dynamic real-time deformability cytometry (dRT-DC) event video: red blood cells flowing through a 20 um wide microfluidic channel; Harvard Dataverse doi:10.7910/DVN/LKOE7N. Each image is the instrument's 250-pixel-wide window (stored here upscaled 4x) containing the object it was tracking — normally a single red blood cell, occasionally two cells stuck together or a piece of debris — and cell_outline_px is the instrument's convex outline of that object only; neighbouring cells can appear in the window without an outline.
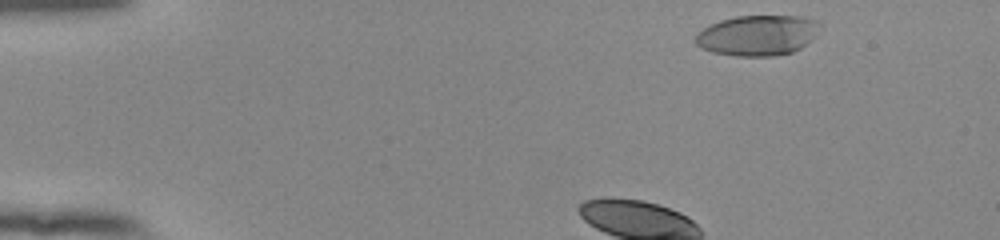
{"species": "human", "species_latin": "Homo sapiens", "temperature_condition": "room temperature", "stored_images_in_passage": 39, "camera_frame_rate_fps": 3000, "um_per_image_px": 0.085, "donor": {"sex": "female"}, "frame": {"image": 1, "passage_image": 2, "time_ms": 0.333, "image_size_px": [1000, 240], "cell_outline_px": [[820, 24], [812, 40], [800, 48], [792, 52], [772, 56], [736, 56], [712, 52], [700, 48], [692, 40], [696, 32], [720, 20], [736, 16], [804, 16], [820, 20]], "centroid_in_image_um": [64.37, 3.0], "position_along_channel_um": 20.6, "area_um2": 29.59}}
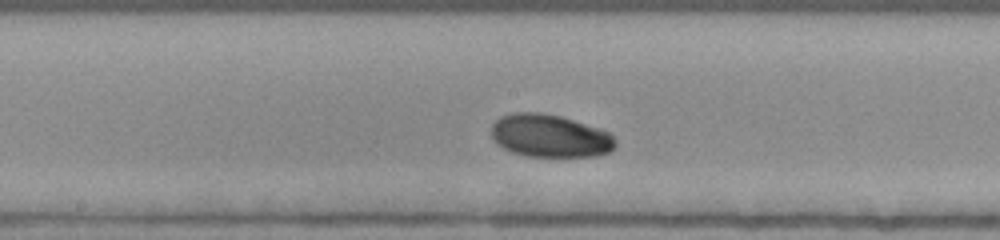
{"frame": {"image": 2, "passage_image": 21, "time_ms": 6.667, "image_size_px": [1000, 240], "cell_outline_px": [[616, 144], [608, 152], [596, 156], [528, 156], [512, 152], [496, 144], [492, 136], [492, 124], [500, 116], [516, 112], [540, 112], [560, 116], [608, 132], [616, 140]], "centroid_in_image_um": [46.7, 11.55], "position_along_channel_um": 201.5, "area_um2": 30.63}}
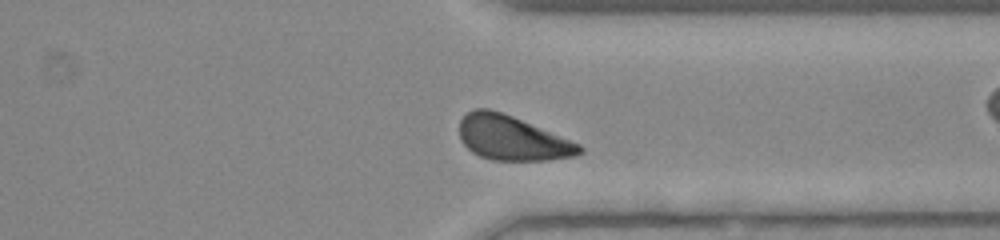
{"frame": {"image": 3, "passage_image": 34, "time_ms": 11.0, "image_size_px": [1000, 240], "cell_outline_px": [[584, 152], [576, 156], [548, 160], [492, 160], [480, 156], [472, 152], [460, 140], [460, 120], [468, 112], [476, 108], [488, 108], [512, 116], [580, 144], [584, 148]], "centroid_in_image_um": [43.53, 11.75], "position_along_channel_um": 367.9, "area_um2": 30.92}, "authors_computed_cell_mechanics": {"area_um2": 30.6918, "velocity_mm_per_s": 3.8255, "shape_relaxation_time_tau1_ms": 3.0052, "shape_relaxation_time_tau2_ms": null, "deformation_change_tau1": 0.1189, "deformation_change_tau2": null}}